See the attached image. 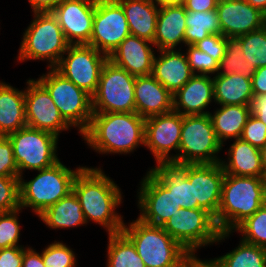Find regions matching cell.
Instances as JSON below:
<instances>
[{
  "label": "cell",
  "mask_w": 266,
  "mask_h": 267,
  "mask_svg": "<svg viewBox=\"0 0 266 267\" xmlns=\"http://www.w3.org/2000/svg\"><path fill=\"white\" fill-rule=\"evenodd\" d=\"M250 112L266 125V95L253 96Z\"/></svg>",
  "instance_id": "c3c4849f"
},
{
  "label": "cell",
  "mask_w": 266,
  "mask_h": 267,
  "mask_svg": "<svg viewBox=\"0 0 266 267\" xmlns=\"http://www.w3.org/2000/svg\"><path fill=\"white\" fill-rule=\"evenodd\" d=\"M227 37L222 34H210L208 37L198 41L193 46L205 52L218 63L225 54Z\"/></svg>",
  "instance_id": "7bdbcfd3"
},
{
  "label": "cell",
  "mask_w": 266,
  "mask_h": 267,
  "mask_svg": "<svg viewBox=\"0 0 266 267\" xmlns=\"http://www.w3.org/2000/svg\"><path fill=\"white\" fill-rule=\"evenodd\" d=\"M130 34L122 6L116 0H96L90 46L109 55Z\"/></svg>",
  "instance_id": "4fadbf2b"
},
{
  "label": "cell",
  "mask_w": 266,
  "mask_h": 267,
  "mask_svg": "<svg viewBox=\"0 0 266 267\" xmlns=\"http://www.w3.org/2000/svg\"><path fill=\"white\" fill-rule=\"evenodd\" d=\"M228 153L229 163L220 162L225 174L265 177L259 148L241 139H235Z\"/></svg>",
  "instance_id": "83f0119b"
},
{
  "label": "cell",
  "mask_w": 266,
  "mask_h": 267,
  "mask_svg": "<svg viewBox=\"0 0 266 267\" xmlns=\"http://www.w3.org/2000/svg\"><path fill=\"white\" fill-rule=\"evenodd\" d=\"M158 5L183 4L185 0H153Z\"/></svg>",
  "instance_id": "9f6ffc18"
},
{
  "label": "cell",
  "mask_w": 266,
  "mask_h": 267,
  "mask_svg": "<svg viewBox=\"0 0 266 267\" xmlns=\"http://www.w3.org/2000/svg\"><path fill=\"white\" fill-rule=\"evenodd\" d=\"M20 209L12 212L0 213V249L15 247L20 235V226L17 220V213Z\"/></svg>",
  "instance_id": "ab89813d"
},
{
  "label": "cell",
  "mask_w": 266,
  "mask_h": 267,
  "mask_svg": "<svg viewBox=\"0 0 266 267\" xmlns=\"http://www.w3.org/2000/svg\"><path fill=\"white\" fill-rule=\"evenodd\" d=\"M8 138L12 142L19 177L23 169H46L60 161L55 152L58 136L53 133L25 126Z\"/></svg>",
  "instance_id": "8fae6325"
},
{
  "label": "cell",
  "mask_w": 266,
  "mask_h": 267,
  "mask_svg": "<svg viewBox=\"0 0 266 267\" xmlns=\"http://www.w3.org/2000/svg\"><path fill=\"white\" fill-rule=\"evenodd\" d=\"M67 58H61L55 69L80 89L93 96L98 88L103 65L108 56L88 44L70 45Z\"/></svg>",
  "instance_id": "7c38bea8"
},
{
  "label": "cell",
  "mask_w": 266,
  "mask_h": 267,
  "mask_svg": "<svg viewBox=\"0 0 266 267\" xmlns=\"http://www.w3.org/2000/svg\"><path fill=\"white\" fill-rule=\"evenodd\" d=\"M216 11L225 37H239L266 25V15L246 0H219Z\"/></svg>",
  "instance_id": "d6986e66"
},
{
  "label": "cell",
  "mask_w": 266,
  "mask_h": 267,
  "mask_svg": "<svg viewBox=\"0 0 266 267\" xmlns=\"http://www.w3.org/2000/svg\"><path fill=\"white\" fill-rule=\"evenodd\" d=\"M22 267H45L42 255L31 248H23V264Z\"/></svg>",
  "instance_id": "681fc988"
},
{
  "label": "cell",
  "mask_w": 266,
  "mask_h": 267,
  "mask_svg": "<svg viewBox=\"0 0 266 267\" xmlns=\"http://www.w3.org/2000/svg\"><path fill=\"white\" fill-rule=\"evenodd\" d=\"M161 57L153 59L151 75L172 95L181 89L194 75L186 54L173 50H161Z\"/></svg>",
  "instance_id": "603a6c76"
},
{
  "label": "cell",
  "mask_w": 266,
  "mask_h": 267,
  "mask_svg": "<svg viewBox=\"0 0 266 267\" xmlns=\"http://www.w3.org/2000/svg\"><path fill=\"white\" fill-rule=\"evenodd\" d=\"M99 168L83 167L76 175L72 191L88 219L107 228L108 234L122 231V217L114 212L122 200L121 192L114 181Z\"/></svg>",
  "instance_id": "6da1fadb"
},
{
  "label": "cell",
  "mask_w": 266,
  "mask_h": 267,
  "mask_svg": "<svg viewBox=\"0 0 266 267\" xmlns=\"http://www.w3.org/2000/svg\"><path fill=\"white\" fill-rule=\"evenodd\" d=\"M0 175L19 177L14 160L12 142L8 136H0Z\"/></svg>",
  "instance_id": "ee69618b"
},
{
  "label": "cell",
  "mask_w": 266,
  "mask_h": 267,
  "mask_svg": "<svg viewBox=\"0 0 266 267\" xmlns=\"http://www.w3.org/2000/svg\"><path fill=\"white\" fill-rule=\"evenodd\" d=\"M240 139L260 149L266 144V125L250 114Z\"/></svg>",
  "instance_id": "b9f144b4"
},
{
  "label": "cell",
  "mask_w": 266,
  "mask_h": 267,
  "mask_svg": "<svg viewBox=\"0 0 266 267\" xmlns=\"http://www.w3.org/2000/svg\"><path fill=\"white\" fill-rule=\"evenodd\" d=\"M224 176L220 162L187 164V178L193 182L194 202H198V208L206 210L214 218L221 202Z\"/></svg>",
  "instance_id": "ac0fdd59"
},
{
  "label": "cell",
  "mask_w": 266,
  "mask_h": 267,
  "mask_svg": "<svg viewBox=\"0 0 266 267\" xmlns=\"http://www.w3.org/2000/svg\"><path fill=\"white\" fill-rule=\"evenodd\" d=\"M62 0H29L34 13L52 12Z\"/></svg>",
  "instance_id": "f907efd6"
},
{
  "label": "cell",
  "mask_w": 266,
  "mask_h": 267,
  "mask_svg": "<svg viewBox=\"0 0 266 267\" xmlns=\"http://www.w3.org/2000/svg\"><path fill=\"white\" fill-rule=\"evenodd\" d=\"M135 78L107 60L101 70L98 88L92 96L93 113L135 112Z\"/></svg>",
  "instance_id": "30bf717a"
},
{
  "label": "cell",
  "mask_w": 266,
  "mask_h": 267,
  "mask_svg": "<svg viewBox=\"0 0 266 267\" xmlns=\"http://www.w3.org/2000/svg\"><path fill=\"white\" fill-rule=\"evenodd\" d=\"M135 112L143 118L173 111V95L151 74L135 78Z\"/></svg>",
  "instance_id": "44dd1931"
},
{
  "label": "cell",
  "mask_w": 266,
  "mask_h": 267,
  "mask_svg": "<svg viewBox=\"0 0 266 267\" xmlns=\"http://www.w3.org/2000/svg\"><path fill=\"white\" fill-rule=\"evenodd\" d=\"M107 267H146L135 245L121 231L109 234Z\"/></svg>",
  "instance_id": "d6a6232c"
},
{
  "label": "cell",
  "mask_w": 266,
  "mask_h": 267,
  "mask_svg": "<svg viewBox=\"0 0 266 267\" xmlns=\"http://www.w3.org/2000/svg\"><path fill=\"white\" fill-rule=\"evenodd\" d=\"M214 99L213 79L209 75L194 74L173 95V111L183 116L210 114L203 111ZM183 109L181 111V108ZM184 111V112H183Z\"/></svg>",
  "instance_id": "7402d4cb"
},
{
  "label": "cell",
  "mask_w": 266,
  "mask_h": 267,
  "mask_svg": "<svg viewBox=\"0 0 266 267\" xmlns=\"http://www.w3.org/2000/svg\"><path fill=\"white\" fill-rule=\"evenodd\" d=\"M209 114L218 141L228 138L240 139L247 119L250 116L249 105H222L220 109Z\"/></svg>",
  "instance_id": "f546056e"
},
{
  "label": "cell",
  "mask_w": 266,
  "mask_h": 267,
  "mask_svg": "<svg viewBox=\"0 0 266 267\" xmlns=\"http://www.w3.org/2000/svg\"><path fill=\"white\" fill-rule=\"evenodd\" d=\"M241 40L244 58L255 69L266 66V25L261 29L238 37Z\"/></svg>",
  "instance_id": "d590c367"
},
{
  "label": "cell",
  "mask_w": 266,
  "mask_h": 267,
  "mask_svg": "<svg viewBox=\"0 0 266 267\" xmlns=\"http://www.w3.org/2000/svg\"><path fill=\"white\" fill-rule=\"evenodd\" d=\"M122 232L132 241L146 267H174L189 254L162 226L136 219Z\"/></svg>",
  "instance_id": "277c9868"
},
{
  "label": "cell",
  "mask_w": 266,
  "mask_h": 267,
  "mask_svg": "<svg viewBox=\"0 0 266 267\" xmlns=\"http://www.w3.org/2000/svg\"><path fill=\"white\" fill-rule=\"evenodd\" d=\"M25 90L27 126L59 135L70 125L63 119L48 91L36 80H28Z\"/></svg>",
  "instance_id": "5bb4252c"
},
{
  "label": "cell",
  "mask_w": 266,
  "mask_h": 267,
  "mask_svg": "<svg viewBox=\"0 0 266 267\" xmlns=\"http://www.w3.org/2000/svg\"><path fill=\"white\" fill-rule=\"evenodd\" d=\"M168 191H172L177 207L198 208L194 202L193 182L187 178V164L160 162L149 171Z\"/></svg>",
  "instance_id": "cb8c5ba5"
},
{
  "label": "cell",
  "mask_w": 266,
  "mask_h": 267,
  "mask_svg": "<svg viewBox=\"0 0 266 267\" xmlns=\"http://www.w3.org/2000/svg\"><path fill=\"white\" fill-rule=\"evenodd\" d=\"M50 94L63 119L70 126L79 127L82 134L92 115V96L52 68L37 80Z\"/></svg>",
  "instance_id": "9c48e42d"
},
{
  "label": "cell",
  "mask_w": 266,
  "mask_h": 267,
  "mask_svg": "<svg viewBox=\"0 0 266 267\" xmlns=\"http://www.w3.org/2000/svg\"><path fill=\"white\" fill-rule=\"evenodd\" d=\"M185 44L194 45L210 34H222L220 21L216 10L186 11Z\"/></svg>",
  "instance_id": "1f68e13d"
},
{
  "label": "cell",
  "mask_w": 266,
  "mask_h": 267,
  "mask_svg": "<svg viewBox=\"0 0 266 267\" xmlns=\"http://www.w3.org/2000/svg\"><path fill=\"white\" fill-rule=\"evenodd\" d=\"M213 79L214 101L221 105H249L253 99L252 79L242 75H216Z\"/></svg>",
  "instance_id": "f1b7e54d"
},
{
  "label": "cell",
  "mask_w": 266,
  "mask_h": 267,
  "mask_svg": "<svg viewBox=\"0 0 266 267\" xmlns=\"http://www.w3.org/2000/svg\"><path fill=\"white\" fill-rule=\"evenodd\" d=\"M123 8L130 34L154 41L158 19L157 3L153 0H116ZM156 4V5H155Z\"/></svg>",
  "instance_id": "484cf974"
},
{
  "label": "cell",
  "mask_w": 266,
  "mask_h": 267,
  "mask_svg": "<svg viewBox=\"0 0 266 267\" xmlns=\"http://www.w3.org/2000/svg\"><path fill=\"white\" fill-rule=\"evenodd\" d=\"M84 140L101 153H130L145 143V118L136 112L93 113Z\"/></svg>",
  "instance_id": "7a4b0ae2"
},
{
  "label": "cell",
  "mask_w": 266,
  "mask_h": 267,
  "mask_svg": "<svg viewBox=\"0 0 266 267\" xmlns=\"http://www.w3.org/2000/svg\"><path fill=\"white\" fill-rule=\"evenodd\" d=\"M20 209L19 177L0 175V213Z\"/></svg>",
  "instance_id": "74e56055"
},
{
  "label": "cell",
  "mask_w": 266,
  "mask_h": 267,
  "mask_svg": "<svg viewBox=\"0 0 266 267\" xmlns=\"http://www.w3.org/2000/svg\"><path fill=\"white\" fill-rule=\"evenodd\" d=\"M266 203V177L225 174L215 219L220 232H231Z\"/></svg>",
  "instance_id": "3957f363"
},
{
  "label": "cell",
  "mask_w": 266,
  "mask_h": 267,
  "mask_svg": "<svg viewBox=\"0 0 266 267\" xmlns=\"http://www.w3.org/2000/svg\"><path fill=\"white\" fill-rule=\"evenodd\" d=\"M138 205L142 222L163 226L181 207H177L172 191H168L149 171L141 182Z\"/></svg>",
  "instance_id": "e0dca14e"
},
{
  "label": "cell",
  "mask_w": 266,
  "mask_h": 267,
  "mask_svg": "<svg viewBox=\"0 0 266 267\" xmlns=\"http://www.w3.org/2000/svg\"><path fill=\"white\" fill-rule=\"evenodd\" d=\"M70 44L52 12L34 13V20L23 35L19 49V60H44L49 68H55Z\"/></svg>",
  "instance_id": "8992f818"
},
{
  "label": "cell",
  "mask_w": 266,
  "mask_h": 267,
  "mask_svg": "<svg viewBox=\"0 0 266 267\" xmlns=\"http://www.w3.org/2000/svg\"><path fill=\"white\" fill-rule=\"evenodd\" d=\"M183 115L171 111L145 119V143L156 162H170V150H179Z\"/></svg>",
  "instance_id": "2e32d148"
},
{
  "label": "cell",
  "mask_w": 266,
  "mask_h": 267,
  "mask_svg": "<svg viewBox=\"0 0 266 267\" xmlns=\"http://www.w3.org/2000/svg\"><path fill=\"white\" fill-rule=\"evenodd\" d=\"M45 267H75L73 251L65 244L54 242L41 253Z\"/></svg>",
  "instance_id": "f35d334b"
},
{
  "label": "cell",
  "mask_w": 266,
  "mask_h": 267,
  "mask_svg": "<svg viewBox=\"0 0 266 267\" xmlns=\"http://www.w3.org/2000/svg\"><path fill=\"white\" fill-rule=\"evenodd\" d=\"M23 247H7L0 249V267H22Z\"/></svg>",
  "instance_id": "f6af8a7d"
},
{
  "label": "cell",
  "mask_w": 266,
  "mask_h": 267,
  "mask_svg": "<svg viewBox=\"0 0 266 267\" xmlns=\"http://www.w3.org/2000/svg\"><path fill=\"white\" fill-rule=\"evenodd\" d=\"M82 168L73 171L58 161L49 168L38 170L39 174L29 182L19 177L20 208L32 207L39 216L72 191L74 179Z\"/></svg>",
  "instance_id": "5b68a950"
},
{
  "label": "cell",
  "mask_w": 266,
  "mask_h": 267,
  "mask_svg": "<svg viewBox=\"0 0 266 267\" xmlns=\"http://www.w3.org/2000/svg\"><path fill=\"white\" fill-rule=\"evenodd\" d=\"M38 217L51 228H72L85 224L86 219L75 193L67 196L45 209Z\"/></svg>",
  "instance_id": "4dcf8cb0"
},
{
  "label": "cell",
  "mask_w": 266,
  "mask_h": 267,
  "mask_svg": "<svg viewBox=\"0 0 266 267\" xmlns=\"http://www.w3.org/2000/svg\"><path fill=\"white\" fill-rule=\"evenodd\" d=\"M234 230L242 233L244 242L266 248V203Z\"/></svg>",
  "instance_id": "8d00e7d4"
},
{
  "label": "cell",
  "mask_w": 266,
  "mask_h": 267,
  "mask_svg": "<svg viewBox=\"0 0 266 267\" xmlns=\"http://www.w3.org/2000/svg\"><path fill=\"white\" fill-rule=\"evenodd\" d=\"M148 43L153 44L149 40L129 35L109 55L108 60L135 77L150 75L155 55Z\"/></svg>",
  "instance_id": "ffe728a7"
},
{
  "label": "cell",
  "mask_w": 266,
  "mask_h": 267,
  "mask_svg": "<svg viewBox=\"0 0 266 267\" xmlns=\"http://www.w3.org/2000/svg\"><path fill=\"white\" fill-rule=\"evenodd\" d=\"M186 10L183 4L160 5L153 41L158 50H173L185 43Z\"/></svg>",
  "instance_id": "d4e9b609"
},
{
  "label": "cell",
  "mask_w": 266,
  "mask_h": 267,
  "mask_svg": "<svg viewBox=\"0 0 266 267\" xmlns=\"http://www.w3.org/2000/svg\"><path fill=\"white\" fill-rule=\"evenodd\" d=\"M209 114L183 116L179 153L170 162L184 164H214L221 162L215 155L221 150Z\"/></svg>",
  "instance_id": "52a82bcc"
},
{
  "label": "cell",
  "mask_w": 266,
  "mask_h": 267,
  "mask_svg": "<svg viewBox=\"0 0 266 267\" xmlns=\"http://www.w3.org/2000/svg\"><path fill=\"white\" fill-rule=\"evenodd\" d=\"M174 267H199V259L194 253H189Z\"/></svg>",
  "instance_id": "816d5d0a"
},
{
  "label": "cell",
  "mask_w": 266,
  "mask_h": 267,
  "mask_svg": "<svg viewBox=\"0 0 266 267\" xmlns=\"http://www.w3.org/2000/svg\"><path fill=\"white\" fill-rule=\"evenodd\" d=\"M215 259L222 267H266V248L242 240L232 252Z\"/></svg>",
  "instance_id": "e575fe53"
},
{
  "label": "cell",
  "mask_w": 266,
  "mask_h": 267,
  "mask_svg": "<svg viewBox=\"0 0 266 267\" xmlns=\"http://www.w3.org/2000/svg\"><path fill=\"white\" fill-rule=\"evenodd\" d=\"M95 8L96 0H62L52 11L70 45L89 44Z\"/></svg>",
  "instance_id": "9a60e30c"
},
{
  "label": "cell",
  "mask_w": 266,
  "mask_h": 267,
  "mask_svg": "<svg viewBox=\"0 0 266 267\" xmlns=\"http://www.w3.org/2000/svg\"><path fill=\"white\" fill-rule=\"evenodd\" d=\"M261 162L266 177V144L260 148Z\"/></svg>",
  "instance_id": "11a10c76"
},
{
  "label": "cell",
  "mask_w": 266,
  "mask_h": 267,
  "mask_svg": "<svg viewBox=\"0 0 266 267\" xmlns=\"http://www.w3.org/2000/svg\"><path fill=\"white\" fill-rule=\"evenodd\" d=\"M219 0H185L183 6L186 11H211L216 10Z\"/></svg>",
  "instance_id": "bcb514c9"
},
{
  "label": "cell",
  "mask_w": 266,
  "mask_h": 267,
  "mask_svg": "<svg viewBox=\"0 0 266 267\" xmlns=\"http://www.w3.org/2000/svg\"><path fill=\"white\" fill-rule=\"evenodd\" d=\"M199 267H222L219 262L214 259V260H209V261H201L199 260Z\"/></svg>",
  "instance_id": "db71d44e"
},
{
  "label": "cell",
  "mask_w": 266,
  "mask_h": 267,
  "mask_svg": "<svg viewBox=\"0 0 266 267\" xmlns=\"http://www.w3.org/2000/svg\"><path fill=\"white\" fill-rule=\"evenodd\" d=\"M241 40L238 37H227L225 54L220 60L217 74L242 75L246 79H252L256 69L244 58ZM223 69V71H221Z\"/></svg>",
  "instance_id": "836d02e7"
},
{
  "label": "cell",
  "mask_w": 266,
  "mask_h": 267,
  "mask_svg": "<svg viewBox=\"0 0 266 267\" xmlns=\"http://www.w3.org/2000/svg\"><path fill=\"white\" fill-rule=\"evenodd\" d=\"M186 251L218 242L231 232H220L214 217L202 208H180L162 226Z\"/></svg>",
  "instance_id": "ba28073f"
},
{
  "label": "cell",
  "mask_w": 266,
  "mask_h": 267,
  "mask_svg": "<svg viewBox=\"0 0 266 267\" xmlns=\"http://www.w3.org/2000/svg\"><path fill=\"white\" fill-rule=\"evenodd\" d=\"M186 56L189 66L194 74H196V71L200 73V75L218 72L219 63L193 45H188Z\"/></svg>",
  "instance_id": "60d3db41"
},
{
  "label": "cell",
  "mask_w": 266,
  "mask_h": 267,
  "mask_svg": "<svg viewBox=\"0 0 266 267\" xmlns=\"http://www.w3.org/2000/svg\"><path fill=\"white\" fill-rule=\"evenodd\" d=\"M250 5L266 15V0H246Z\"/></svg>",
  "instance_id": "f5cc1de1"
},
{
  "label": "cell",
  "mask_w": 266,
  "mask_h": 267,
  "mask_svg": "<svg viewBox=\"0 0 266 267\" xmlns=\"http://www.w3.org/2000/svg\"><path fill=\"white\" fill-rule=\"evenodd\" d=\"M253 95H266V66L257 68L252 77Z\"/></svg>",
  "instance_id": "7dc6e473"
},
{
  "label": "cell",
  "mask_w": 266,
  "mask_h": 267,
  "mask_svg": "<svg viewBox=\"0 0 266 267\" xmlns=\"http://www.w3.org/2000/svg\"><path fill=\"white\" fill-rule=\"evenodd\" d=\"M25 126V91L0 82V136H8Z\"/></svg>",
  "instance_id": "4316f807"
}]
</instances>
